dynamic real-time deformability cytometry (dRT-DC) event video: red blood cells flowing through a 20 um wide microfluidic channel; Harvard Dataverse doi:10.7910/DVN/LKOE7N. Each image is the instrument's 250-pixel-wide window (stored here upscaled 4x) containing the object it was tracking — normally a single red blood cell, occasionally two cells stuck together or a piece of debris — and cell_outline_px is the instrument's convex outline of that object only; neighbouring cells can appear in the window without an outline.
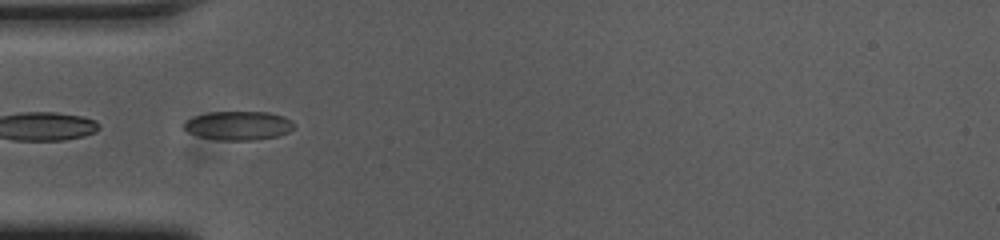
{"species": "common noctule bat (a hibernating species)", "species_latin": "Nyctalus noctula", "temperature_condition": "cold", "stored_images_in_passage": 33, "segment_of_instrument_passage": [2, 2], "camera_frame_rate_fps": 3000, "um_per_image_px": 0.085, "animal": {"sex": "female", "body_mass_g": 23.0, "forearm_length_mm": 53.4}, "frame": {"image": 1, "passage_image": 17, "time_ms": 5.333, "image_size_px": [1000, 240], "cell_outline_px": [[292, 128], [288, 132], [276, 136], [252, 140], [220, 140], [200, 136], [188, 132], [184, 128], [184, 120], [208, 112], [268, 112], [284, 116], [292, 120]], "centroid_in_image_um": [20.25, 10.66], "position_along_channel_um": 64.8, "area_um2": 18.32}}
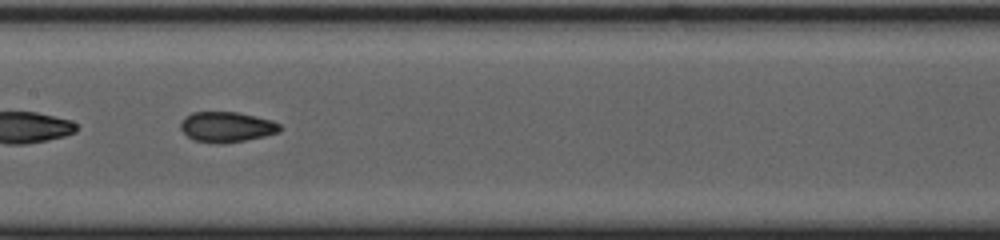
{"frame": {"image": 2, "passage_image": 27, "time_ms": 8.667, "image_size_px": [1000, 240], "cell_outline_px": [[284, 128], [280, 132], [264, 136], [244, 140], [220, 144], [192, 140], [180, 128], [180, 124], [184, 116], [192, 112], [236, 112], [256, 116], [272, 120], [280, 124]], "centroid_in_image_um": [19.28, 10.78], "position_along_channel_um": 188.1, "area_um2": 17.69}}